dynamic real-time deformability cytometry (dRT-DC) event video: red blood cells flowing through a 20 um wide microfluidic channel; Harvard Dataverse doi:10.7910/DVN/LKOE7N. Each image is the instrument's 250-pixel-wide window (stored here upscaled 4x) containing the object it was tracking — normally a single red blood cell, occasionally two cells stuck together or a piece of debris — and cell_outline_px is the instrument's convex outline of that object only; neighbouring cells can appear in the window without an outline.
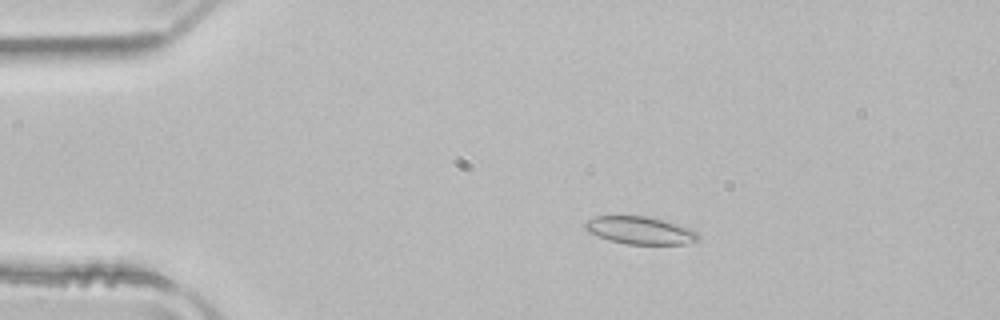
{"species": "common noctule bat (a hibernating species)", "species_latin": "Nyctalus noctula", "temperature_condition": "room temperature", "stored_images_in_passage": 52, "camera_frame_rate_fps": 3000, "um_per_image_px": 0.085, "animal": {"sex": "male", "body_mass_g": 21.5, "forearm_length_mm": 52.0}, "frame": {"image": 1, "passage_image": 10, "time_ms": 3.0, "image_size_px": [1000, 320], "cell_outline_px": [[700, 236], [696, 240], [684, 244], [628, 244], [608, 240], [588, 232], [584, 228], [584, 224], [588, 220], [596, 216], [648, 216], [664, 220], [688, 228], [696, 232]], "centroid_in_image_um": [54.37, 19.58], "position_along_channel_um": 30.6, "area_um2": 18.03}}
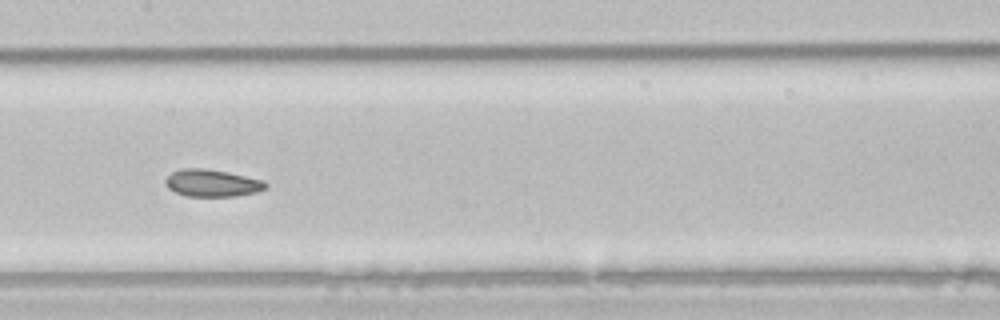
{"frame": {"image": 2, "passage_image": 26, "time_ms": 8.333, "image_size_px": [1000, 320], "cell_outline_px": [[268, 188], [256, 192], [236, 196], [188, 196], [176, 192], [168, 188], [164, 184], [164, 180], [172, 172], [184, 168], [204, 168], [228, 172], [264, 180], [268, 184]], "centroid_in_image_um": [18.05, 15.56], "position_along_channel_um": 189.4, "area_um2": 15.95}}
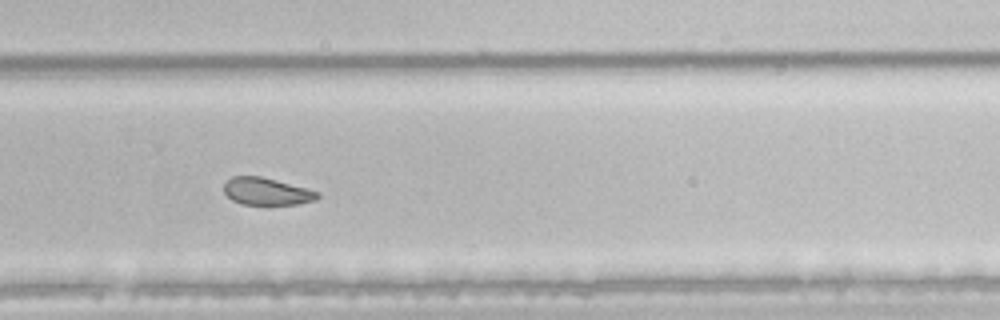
{"frame": {"image": 3, "passage_image": 35, "time_ms": 11.333, "image_size_px": [1000, 320], "cell_outline_px": [[320, 196], [316, 200], [296, 204], [244, 204], [232, 200], [224, 192], [224, 184], [232, 176], [260, 176], [320, 192]], "centroid_in_image_um": [22.66, 16.27], "position_along_channel_um": 307.1, "area_um2": 14.62}, "authors_computed_cell_mechanics": {"area_um2": 18.0625, "velocity_mm_per_s": 3.9479, "shape_relaxation_time_tau1_ms": 5.7275, "shape_relaxation_time_tau2_ms": 2.1202, "deformation_change_tau1": 0.0966, "deformation_change_tau2": 0.0593}}